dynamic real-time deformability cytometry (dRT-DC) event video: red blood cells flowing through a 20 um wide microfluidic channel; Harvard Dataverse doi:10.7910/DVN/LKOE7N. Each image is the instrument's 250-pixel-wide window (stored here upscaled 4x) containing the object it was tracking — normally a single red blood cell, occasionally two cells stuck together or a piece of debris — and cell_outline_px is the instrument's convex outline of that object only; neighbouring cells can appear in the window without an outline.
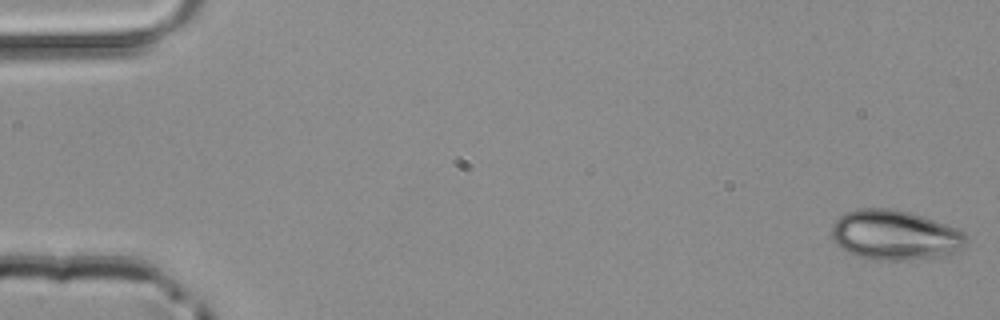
{"species": "common noctule bat (a hibernating species)", "species_latin": "Nyctalus noctula", "temperature_condition": "room temperature", "stored_images_in_passage": 49, "camera_frame_rate_fps": 3000, "um_per_image_px": 0.085, "animal": {"sex": "male", "body_mass_g": 20.4}, "frame": {"image": 1, "passage_image": 1, "time_ms": 0.0, "image_size_px": [1000, 320], "cell_outline_px": [[968, 244], [952, 252], [940, 256], [904, 260], [872, 260], [856, 256], [840, 248], [836, 244], [832, 236], [832, 224], [840, 216], [856, 208], [892, 208], [912, 212], [924, 216], [956, 228], [964, 232], [968, 240]], "centroid_in_image_um": [76.05, 19.97], "position_along_channel_um": 9.0, "area_um2": 39.25}}
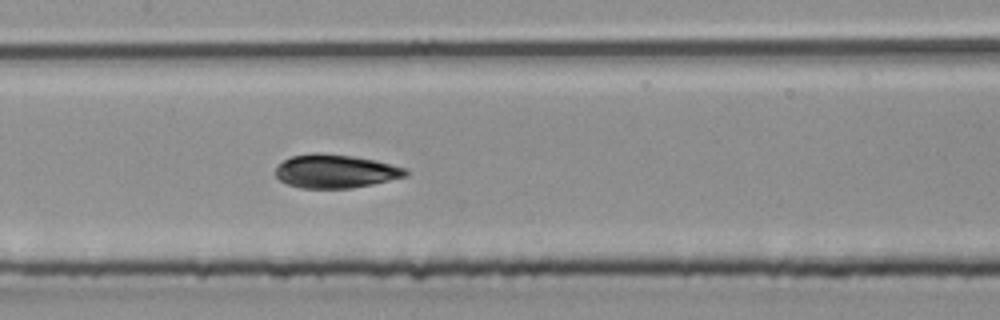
{"frame": {"image": 2, "passage_image": 24, "time_ms": 7.667, "image_size_px": [1000, 320], "cell_outline_px": [[408, 176], [372, 184], [352, 188], [300, 188], [288, 184], [280, 180], [276, 176], [276, 168], [284, 160], [292, 156], [316, 152], [320, 152], [352, 156], [372, 160], [408, 168]], "centroid_in_image_um": [28.52, 14.56], "position_along_channel_um": 178.9, "area_um2": 25.32}}
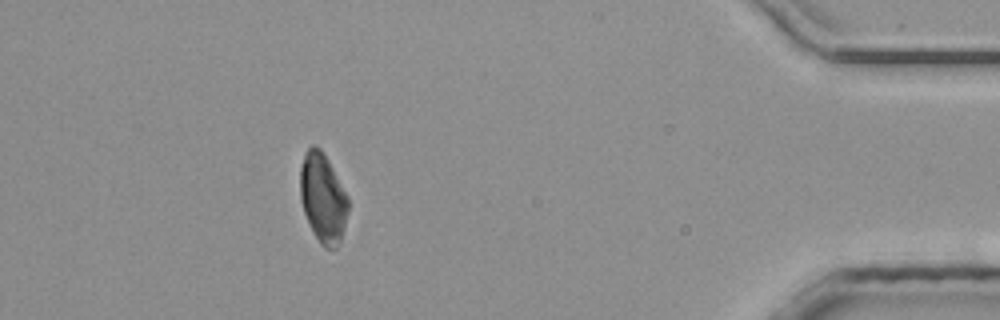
{"frame": {"image": 3, "passage_image": 44, "time_ms": 14.333, "image_size_px": [1000, 320], "cell_outline_px": [[348, 212], [340, 244], [336, 248], [324, 248], [320, 244], [312, 232], [308, 224], [300, 200], [300, 168], [304, 152], [312, 144], [316, 144], [320, 148], [328, 160], [348, 196]], "centroid_in_image_um": [27.43, 16.84], "position_along_channel_um": 407.8, "area_um2": 25.32}}